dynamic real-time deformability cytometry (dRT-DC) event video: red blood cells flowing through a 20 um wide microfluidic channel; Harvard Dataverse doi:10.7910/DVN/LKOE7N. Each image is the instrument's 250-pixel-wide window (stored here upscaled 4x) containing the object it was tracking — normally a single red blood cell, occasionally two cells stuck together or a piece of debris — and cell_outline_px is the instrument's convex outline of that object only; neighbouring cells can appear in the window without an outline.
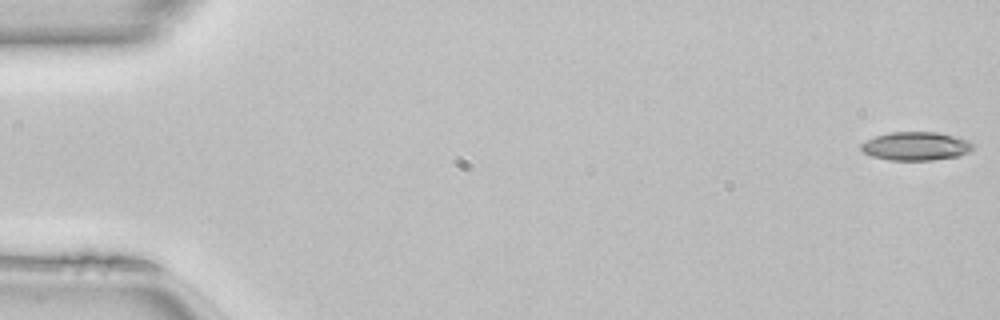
{"species": "common noctule bat (a hibernating species)", "species_latin": "Nyctalus noctula", "temperature_condition": "room temperature", "stored_images_in_passage": 50, "camera_frame_rate_fps": 3000, "um_per_image_px": 0.085, "animal": {"sex": "female", "body_mass_g": 22.7, "forearm_length_mm": 54.2}, "frame": {"image": 1, "passage_image": 1, "time_ms": 0.0, "image_size_px": [1000, 320], "cell_outline_px": [[972, 148], [968, 152], [956, 156], [932, 160], [888, 160], [872, 156], [864, 152], [860, 148], [860, 144], [876, 136], [892, 132], [936, 132], [968, 140], [972, 144]], "centroid_in_image_um": [77.81, 12.42], "position_along_channel_um": 7.2, "area_um2": 18.26}}
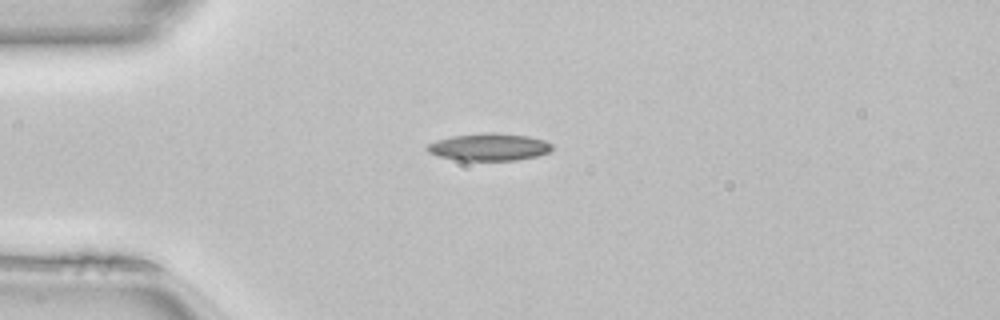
{"frame": {"image": 2, "passage_image": 13, "time_ms": 4.0, "image_size_px": [1000, 320], "cell_outline_px": [[552, 148], [548, 152], [536, 156], [516, 160], [456, 160], [440, 156], [428, 152], [424, 148], [428, 144], [436, 140], [452, 136], [484, 132], [496, 132], [528, 136], [544, 140], [552, 144]], "centroid_in_image_um": [41.55, 12.48], "position_along_channel_um": 43.5, "area_um2": 19.88}}
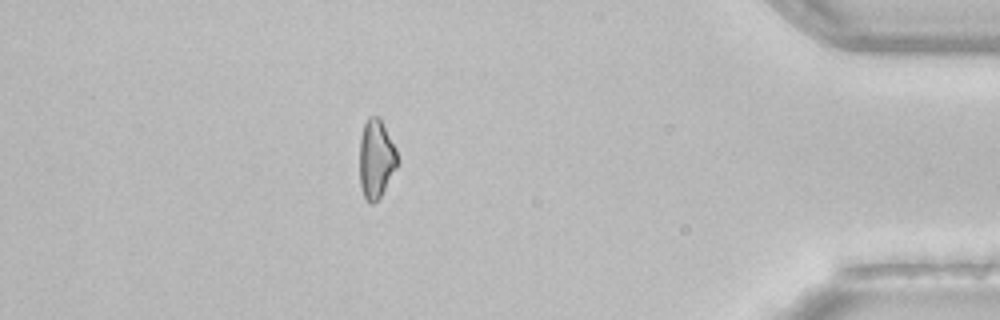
{"frame": {"image": 3, "passage_image": 44, "time_ms": 14.333, "image_size_px": [1000, 320], "cell_outline_px": [[396, 168], [380, 196], [372, 204], [368, 204], [360, 188], [360, 136], [364, 124], [368, 116], [380, 116], [396, 148]], "centroid_in_image_um": [31.94, 13.47], "position_along_channel_um": 403.3, "area_um2": 17.28}, "authors_computed_cell_mechanics": {"area_um2": 18.785, "velocity_mm_per_s": 4.1393, "shape_relaxation_time_tau1_ms": 4.8714, "shape_relaxation_time_tau2_ms": 7.2132, "deformation_change_tau1": 0.1354, "deformation_change_tau2": 0.1672}}